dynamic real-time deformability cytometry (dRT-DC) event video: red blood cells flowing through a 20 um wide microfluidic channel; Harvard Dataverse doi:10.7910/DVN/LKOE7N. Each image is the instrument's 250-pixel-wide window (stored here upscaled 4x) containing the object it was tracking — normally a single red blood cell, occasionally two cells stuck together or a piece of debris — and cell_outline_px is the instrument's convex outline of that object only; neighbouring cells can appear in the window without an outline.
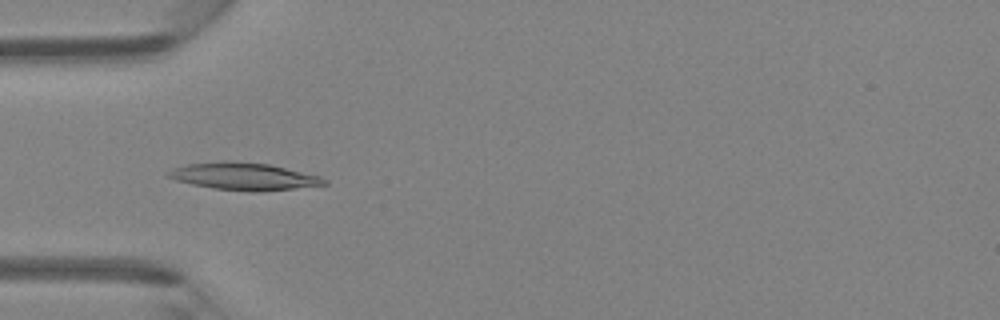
{"species": "Egyptian fruit bat (a non-hibernating species)", "species_latin": "Rousettus aegyptiacus", "temperature_condition": "room temperature", "stored_images_in_passage": 38, "camera_frame_rate_fps": 3000, "um_per_image_px": 0.085, "animal": {"sex": "female"}, "frame": {"image": 1, "passage_image": 13, "time_ms": 4.0, "image_size_px": [1000, 320], "cell_outline_px": [[328, 184], [256, 192], [252, 192], [212, 188], [192, 184], [176, 180], [168, 176], [168, 172], [172, 168], [188, 164], [224, 160], [228, 160], [268, 164], [320, 176], [328, 180]], "centroid_in_image_um": [20.71, 14.99], "position_along_channel_um": 64.3, "area_um2": 24.62}}
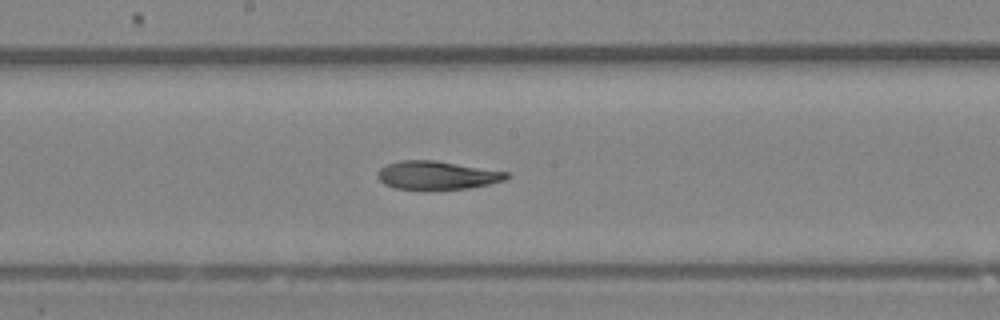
{"frame": {"image": 2, "passage_image": 23, "time_ms": 7.333, "image_size_px": [1000, 320], "cell_outline_px": [[508, 176], [504, 180], [488, 184], [468, 188], [436, 192], [396, 188], [384, 184], [376, 176], [376, 172], [380, 168], [388, 164], [400, 160], [436, 160], [508, 172]], "centroid_in_image_um": [37.1, 14.93], "position_along_channel_um": 211.1, "area_um2": 21.91}}
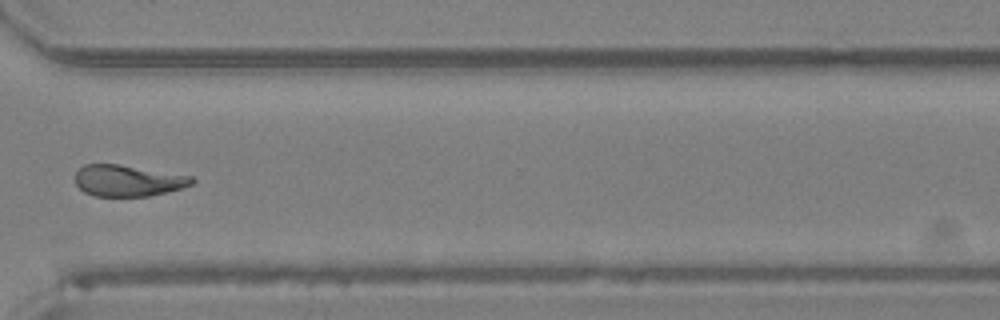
{"frame": {"image": 3, "passage_image": 33, "time_ms": 10.667, "image_size_px": [1000, 320], "cell_outline_px": [[196, 180], [192, 184], [184, 188], [148, 196], [96, 196], [84, 192], [76, 184], [76, 172], [84, 164], [120, 164], [192, 176]], "centroid_in_image_um": [10.9, 15.35], "position_along_channel_um": 359.7, "area_um2": 21.33}}